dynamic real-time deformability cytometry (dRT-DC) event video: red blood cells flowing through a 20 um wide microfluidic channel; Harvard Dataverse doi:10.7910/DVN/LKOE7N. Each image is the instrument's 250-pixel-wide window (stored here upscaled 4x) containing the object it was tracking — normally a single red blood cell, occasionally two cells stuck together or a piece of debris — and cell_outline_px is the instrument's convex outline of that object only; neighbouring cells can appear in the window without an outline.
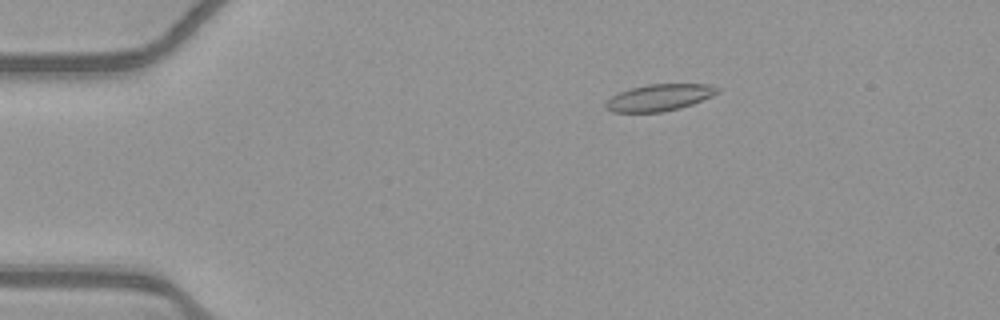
{"species": "common noctule bat (a hibernating species)", "species_latin": "Nyctalus noctula", "temperature_condition": "warm", "stored_images_in_passage": 53, "camera_frame_rate_fps": 3000, "um_per_image_px": 0.085, "animal": {"sex": "female", "body_mass_g": 21.9}, "frame": {"image": 1, "passage_image": 10, "time_ms": 3.0, "image_size_px": [1000, 320], "cell_outline_px": [[720, 92], [712, 96], [692, 104], [680, 108], [664, 112], [612, 112], [604, 108], [604, 104], [612, 96], [620, 92], [632, 88], [648, 84], [708, 84], [720, 88]], "centroid_in_image_um": [56.05, 8.29], "position_along_channel_um": 28.9, "area_um2": 17.4}}
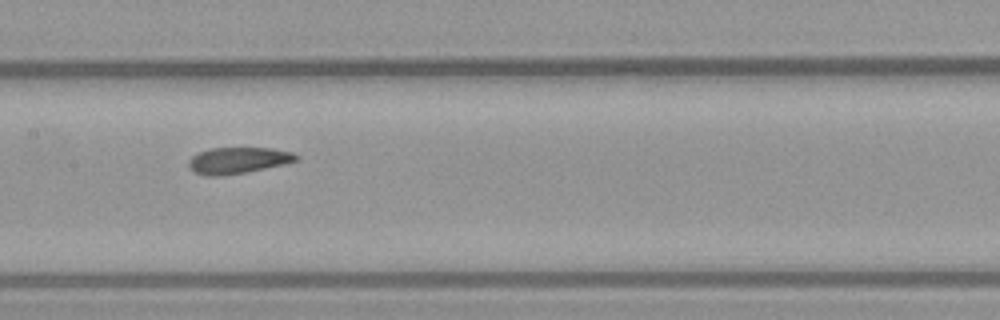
{"frame": {"image": 2, "passage_image": 27, "time_ms": 8.667, "image_size_px": [1000, 320], "cell_outline_px": [[300, 156], [296, 160], [284, 164], [248, 172], [220, 176], [204, 176], [196, 172], [188, 164], [188, 160], [196, 152], [212, 148], [272, 148], [292, 152]], "centroid_in_image_um": [20.22, 13.63], "position_along_channel_um": 187.2, "area_um2": 16.53}}
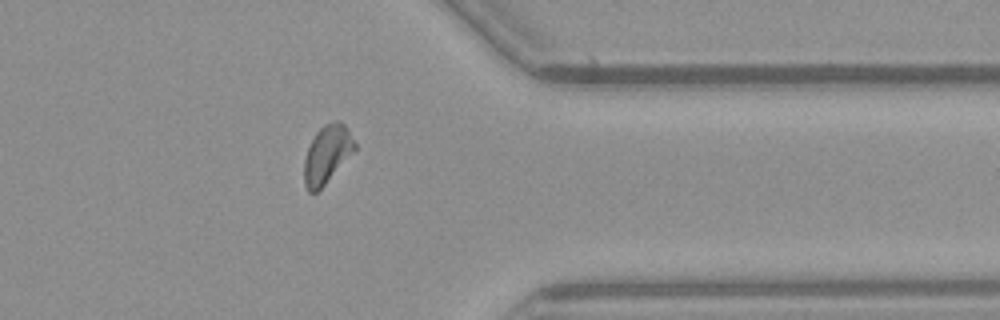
{"frame": {"image": 3, "passage_image": 43, "time_ms": 14.0, "image_size_px": [1000, 320], "cell_outline_px": [[356, 148], [324, 184], [316, 192], [308, 192], [304, 184], [304, 160], [308, 148], [316, 132], [324, 124], [336, 120], [340, 120], [344, 124], [356, 144]], "centroid_in_image_um": [27.78, 13.09], "position_along_channel_um": 383.6, "area_um2": 16.65}, "authors_computed_cell_mechanics": {"area_um2": 16.9354, "velocity_mm_per_s": 3.8982, "shape_relaxation_time_tau1_ms": 9.6661, "shape_relaxation_time_tau2_ms": 3.1328, "deformation_change_tau1": 0.182, "deformation_change_tau2": 0.0979}}